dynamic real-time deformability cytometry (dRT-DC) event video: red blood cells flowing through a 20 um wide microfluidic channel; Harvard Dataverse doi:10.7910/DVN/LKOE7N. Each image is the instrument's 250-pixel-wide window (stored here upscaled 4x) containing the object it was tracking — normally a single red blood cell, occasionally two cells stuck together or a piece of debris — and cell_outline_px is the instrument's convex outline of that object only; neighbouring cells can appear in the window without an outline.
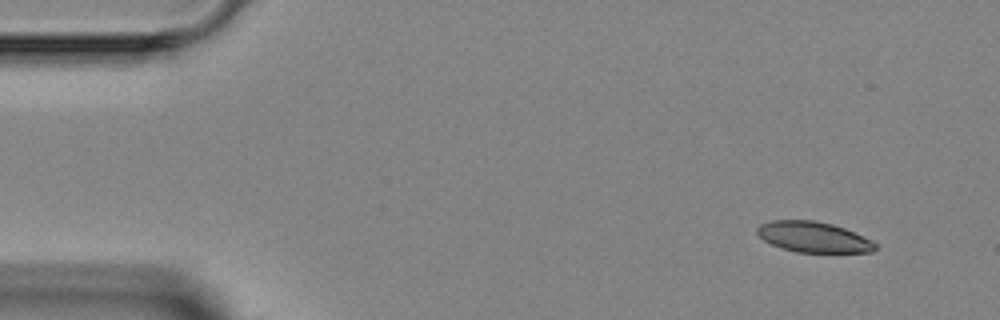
{"species": "Egyptian fruit bat (a non-hibernating species)", "species_latin": "Rousettus aegyptiacus", "temperature_condition": "room temperature", "stored_images_in_passage": 3, "camera_frame_rate_fps": 3000, "um_per_image_px": 0.085, "animal": {"sex": "female"}, "frame": {"image": 1, "passage_image": 1, "time_ms": 0.0, "image_size_px": [1000, 320], "cell_outline_px": [[880, 248], [872, 252], [796, 252], [780, 248], [764, 240], [756, 232], [756, 228], [760, 224], [772, 220], [812, 220], [832, 224], [844, 228], [864, 236], [880, 244]], "centroid_in_image_um": [69.19, 20.15], "position_along_channel_um": 15.8, "area_um2": 21.27}}